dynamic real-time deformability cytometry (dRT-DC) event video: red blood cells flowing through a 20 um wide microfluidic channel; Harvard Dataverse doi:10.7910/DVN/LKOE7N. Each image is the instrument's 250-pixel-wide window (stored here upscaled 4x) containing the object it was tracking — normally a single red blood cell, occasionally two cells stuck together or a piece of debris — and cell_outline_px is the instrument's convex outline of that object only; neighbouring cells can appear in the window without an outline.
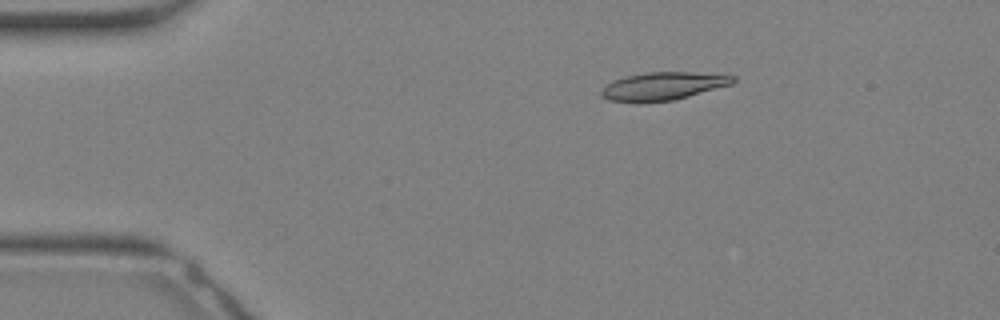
{"species": "Egyptian fruit bat (a non-hibernating species)", "species_latin": "Rousettus aegyptiacus", "temperature_condition": "warm", "stored_images_in_passage": 11, "camera_frame_rate_fps": 3000, "um_per_image_px": 0.085, "animal": {"sex": "female"}, "frame": {"image": 1, "passage_image": 1, "time_ms": 0.0, "image_size_px": [1000, 320], "cell_outline_px": [[736, 80], [732, 84], [688, 96], [672, 100], [636, 104], [608, 100], [600, 96], [600, 92], [612, 80], [644, 72], [692, 72], [736, 76]], "centroid_in_image_um": [56.31, 7.34], "position_along_channel_um": 28.7, "area_um2": 21.62}}
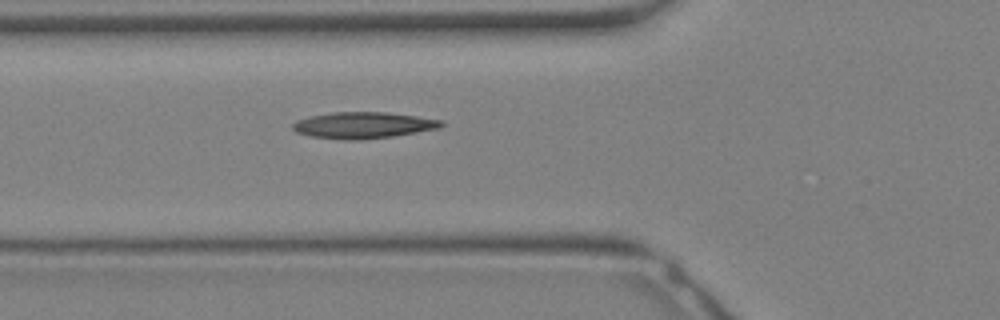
{"frame": {"image": 2, "passage_image": 7, "time_ms": 2.0, "image_size_px": [1000, 320], "cell_outline_px": [[444, 124], [440, 128], [392, 136], [360, 140], [344, 140], [308, 136], [296, 132], [292, 128], [292, 124], [296, 120], [308, 116], [332, 112], [388, 112], [444, 120]], "centroid_in_image_um": [30.84, 10.64], "position_along_channel_um": 95.0, "area_um2": 23.0}}
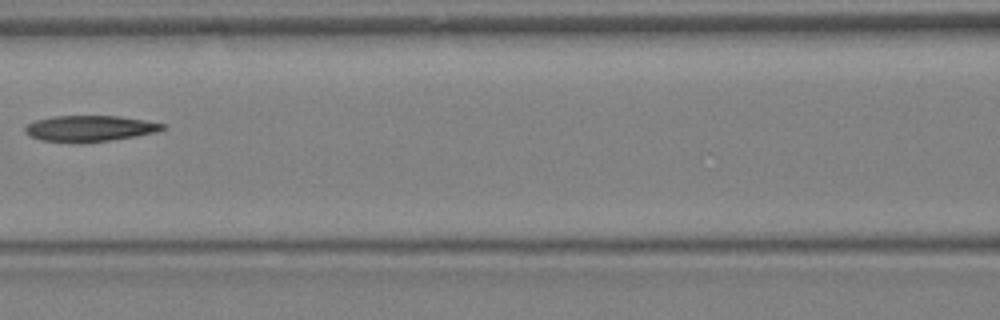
{"frame": {"image": 3, "passage_image": 10, "time_ms": 3.0, "image_size_px": [1000, 320], "cell_outline_px": [[168, 128], [160, 132], [112, 140], [80, 144], [72, 144], [40, 140], [28, 136], [24, 132], [24, 128], [28, 124], [36, 120], [52, 116], [116, 116], [144, 120], [164, 124]], "centroid_in_image_um": [7.61, 10.95], "position_along_channel_um": 159.0, "area_um2": 21.39}}